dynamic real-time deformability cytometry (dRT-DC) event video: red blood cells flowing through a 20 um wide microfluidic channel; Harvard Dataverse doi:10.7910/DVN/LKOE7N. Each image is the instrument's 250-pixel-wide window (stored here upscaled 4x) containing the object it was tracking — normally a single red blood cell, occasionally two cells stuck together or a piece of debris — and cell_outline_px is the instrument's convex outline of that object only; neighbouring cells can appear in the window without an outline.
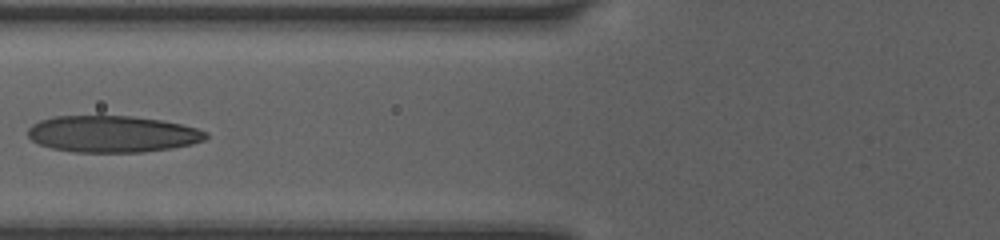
{"species": "human", "species_latin": "Homo sapiens", "temperature_condition": "room temperature", "stored_images_in_passage": 5, "camera_frame_rate_fps": 3000, "um_per_image_px": 0.085, "donor": {"sex": "female"}, "frame": {"image": 1, "passage_image": 5, "time_ms": 5.0, "image_size_px": [1000, 240], "cell_outline_px": [[208, 136], [204, 140], [192, 144], [172, 148], [144, 152], [72, 152], [52, 148], [40, 144], [32, 140], [28, 136], [28, 128], [32, 124], [40, 120], [52, 116], [132, 116], [160, 120], [180, 124], [196, 128], [208, 132]], "centroid_in_image_um": [9.54, 11.39], "position_along_channel_um": 116.3, "area_um2": 38.03}}